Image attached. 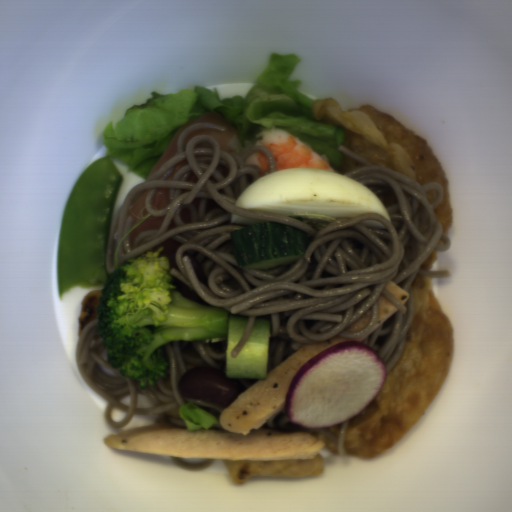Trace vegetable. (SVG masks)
Returning <instances> with one entry per match:
<instances>
[{
    "instance_id": "obj_1",
    "label": "vegetable",
    "mask_w": 512,
    "mask_h": 512,
    "mask_svg": "<svg viewBox=\"0 0 512 512\" xmlns=\"http://www.w3.org/2000/svg\"><path fill=\"white\" fill-rule=\"evenodd\" d=\"M296 54L270 52L265 70L249 93L220 98L217 90L194 85L174 94L153 92L141 104L126 109L118 122L102 129L107 155L122 163L145 182L169 141L187 123L205 113H217L238 132L230 142L232 154L255 146L264 129H279L297 135L330 165L341 170L344 133L316 120L314 100L300 92V79L290 80L299 63ZM344 175V174H343Z\"/></svg>"
},
{
    "instance_id": "obj_2",
    "label": "vegetable",
    "mask_w": 512,
    "mask_h": 512,
    "mask_svg": "<svg viewBox=\"0 0 512 512\" xmlns=\"http://www.w3.org/2000/svg\"><path fill=\"white\" fill-rule=\"evenodd\" d=\"M222 411L212 407H202L193 402L182 405L179 409V416L184 421L183 425L188 433L199 430H211L213 427H221Z\"/></svg>"
}]
</instances>
